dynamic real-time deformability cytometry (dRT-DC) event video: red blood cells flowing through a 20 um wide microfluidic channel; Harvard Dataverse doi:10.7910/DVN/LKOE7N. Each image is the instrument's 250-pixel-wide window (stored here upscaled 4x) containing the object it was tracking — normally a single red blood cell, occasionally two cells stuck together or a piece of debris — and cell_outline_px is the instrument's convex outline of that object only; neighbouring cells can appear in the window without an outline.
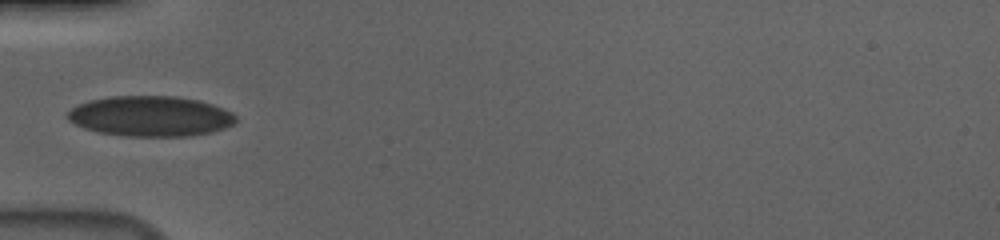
{"species": "human", "species_latin": "Homo sapiens", "temperature_condition": "cold", "stored_images_in_passage": 35, "camera_frame_rate_fps": 3000, "um_per_image_px": 0.085, "donor": {"sex": "male"}, "frame": {"image": 1, "passage_image": 1, "time_ms": 0.0, "image_size_px": [1000, 240], "cell_outline_px": [[236, 120], [232, 124], [224, 128], [212, 132], [192, 136], [124, 136], [96, 132], [84, 128], [68, 120], [64, 116], [72, 108], [88, 100], [112, 96], [176, 96], [200, 100], [212, 104], [232, 112], [236, 116]], "centroid_in_image_um": [12.78, 9.88], "position_along_channel_um": 72.2, "area_um2": 39.77}}
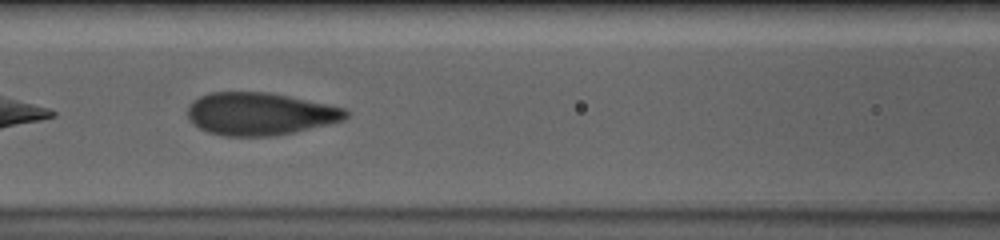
{"frame": {"image": 2, "passage_image": 7, "time_ms": 2.0, "image_size_px": [1000, 240], "cell_outline_px": [[348, 116], [344, 120], [296, 132], [272, 136], [224, 136], [208, 132], [200, 128], [188, 116], [188, 104], [192, 100], [200, 96], [212, 92], [268, 92], [288, 96], [344, 108], [348, 112]], "centroid_in_image_um": [22.08, 9.68], "position_along_channel_um": 144.5, "area_um2": 39.07}}
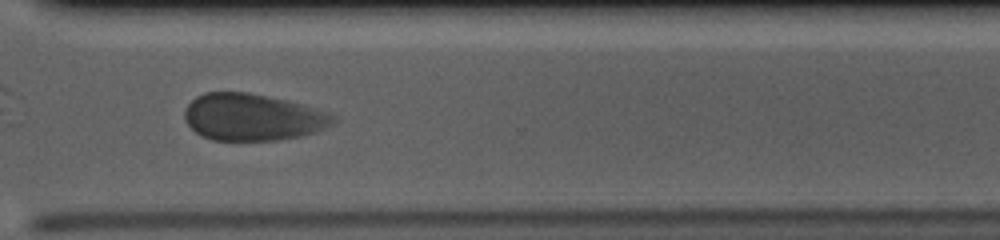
{"frame": {"image": 3, "passage_image": 24, "time_ms": 7.667, "image_size_px": [1000, 240], "cell_outline_px": [[336, 120], [332, 124], [324, 128], [300, 136], [276, 140], [212, 140], [196, 132], [184, 120], [184, 112], [188, 104], [196, 96], [204, 92], [248, 92], [268, 96], [332, 112], [336, 116]], "centroid_in_image_um": [21.46, 9.95], "position_along_channel_um": 349.1, "area_um2": 40.46}}